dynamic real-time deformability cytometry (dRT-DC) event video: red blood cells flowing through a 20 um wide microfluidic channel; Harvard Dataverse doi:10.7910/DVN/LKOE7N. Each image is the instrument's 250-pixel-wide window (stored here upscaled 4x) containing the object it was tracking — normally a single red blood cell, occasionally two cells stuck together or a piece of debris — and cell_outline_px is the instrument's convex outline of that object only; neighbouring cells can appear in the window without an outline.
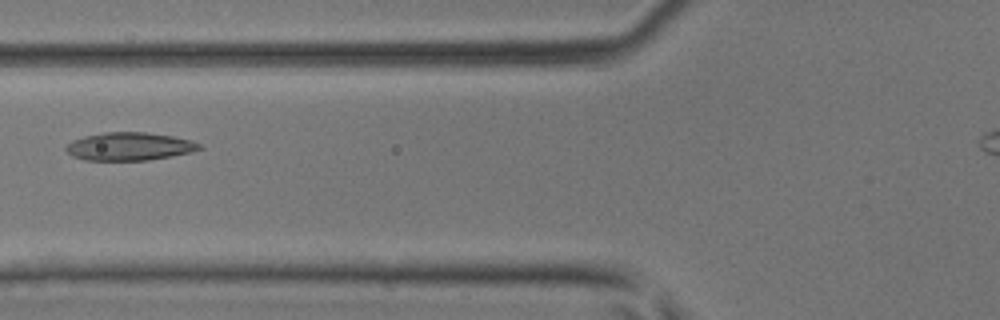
{"species": "common noctule bat (a hibernating species)", "species_latin": "Nyctalus noctula", "temperature_condition": "room temperature", "stored_images_in_passage": 35, "camera_frame_rate_fps": 3000, "um_per_image_px": 0.085, "animal": {"sex": "male", "body_mass_g": 17.9, "forearm_length_mm": 54.2}, "frame": {"image": 1, "passage_image": 10, "time_ms": 3.0, "image_size_px": [1000, 320], "cell_outline_px": [[204, 148], [192, 152], [172, 156], [148, 160], [84, 160], [72, 156], [64, 148], [72, 140], [84, 136], [104, 132], [148, 132], [172, 136], [192, 140], [204, 144]], "centroid_in_image_um": [11.05, 12.44], "position_along_channel_um": 114.8, "area_um2": 22.02}}
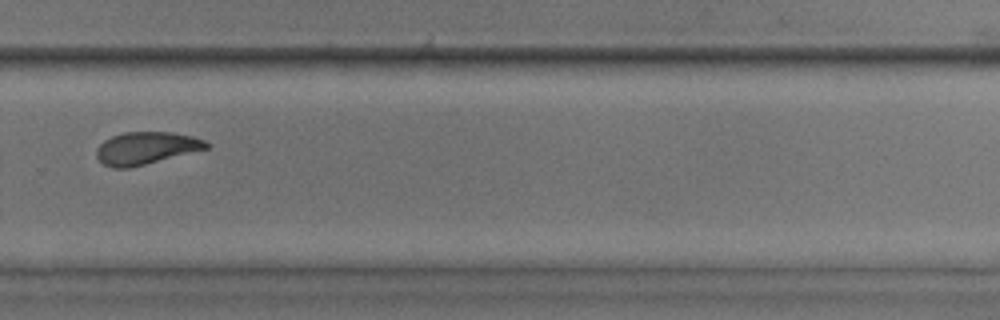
{"frame": {"image": 2, "passage_image": 24, "time_ms": 7.667, "image_size_px": [1000, 320], "cell_outline_px": [[212, 144], [208, 148], [128, 168], [112, 168], [104, 164], [96, 156], [96, 148], [104, 140], [112, 136], [124, 132], [172, 132], [192, 136], [204, 140]], "centroid_in_image_um": [12.4, 12.58], "position_along_channel_um": 317.4, "area_um2": 20.58}}
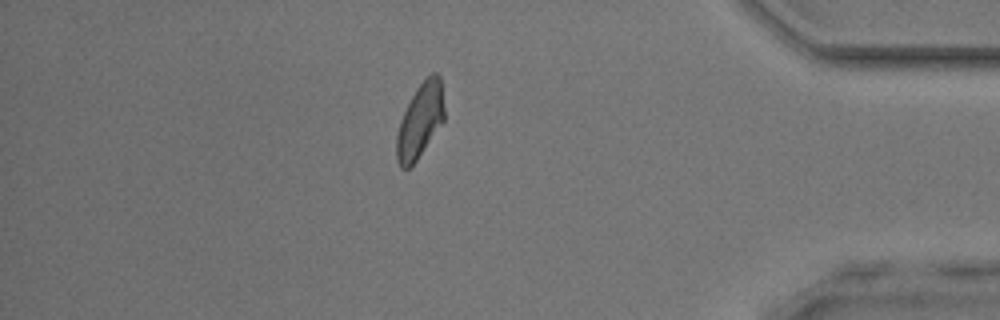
{"frame": {"image": 3, "passage_image": 32, "time_ms": 10.333, "image_size_px": [1000, 320], "cell_outline_px": [[444, 120], [416, 160], [408, 168], [400, 168], [396, 160], [396, 136], [400, 120], [416, 88], [432, 72], [436, 72], [440, 76], [444, 108]], "centroid_in_image_um": [35.69, 10.26], "position_along_channel_um": 399.5, "area_um2": 20.4}}